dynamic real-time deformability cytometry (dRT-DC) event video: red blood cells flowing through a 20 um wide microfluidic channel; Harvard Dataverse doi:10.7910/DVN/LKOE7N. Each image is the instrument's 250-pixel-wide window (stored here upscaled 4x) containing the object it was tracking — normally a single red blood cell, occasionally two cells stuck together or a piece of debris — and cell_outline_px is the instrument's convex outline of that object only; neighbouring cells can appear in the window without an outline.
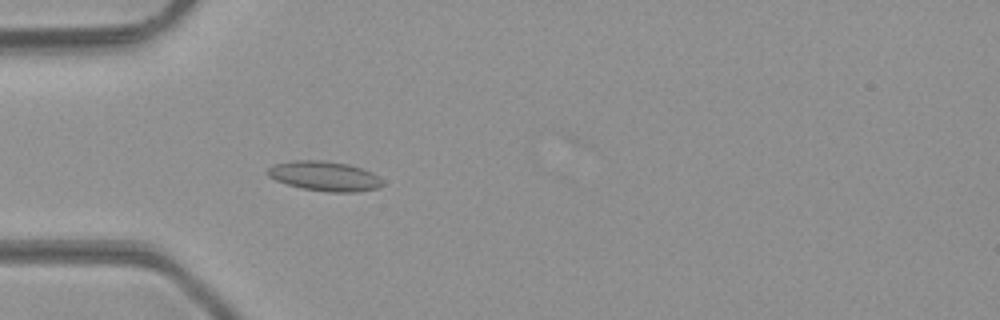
{"species": "common noctule bat (a hibernating species)", "species_latin": "Nyctalus noctula", "temperature_condition": "room temperature", "stored_images_in_passage": 49, "camera_frame_rate_fps": 3000, "um_per_image_px": 0.085, "animal": {"sex": "male", "body_mass_g": 23.1, "forearm_length_mm": 52.7}, "frame": {"image": 1, "passage_image": 15, "time_ms": 4.667, "image_size_px": [1000, 320], "cell_outline_px": [[384, 184], [380, 188], [356, 192], [328, 192], [304, 188], [288, 184], [276, 180], [268, 176], [264, 172], [272, 164], [292, 160], [324, 160], [348, 164], [372, 172], [384, 180]], "centroid_in_image_um": [27.59, 14.96], "position_along_channel_um": 57.4, "area_um2": 20.11}}
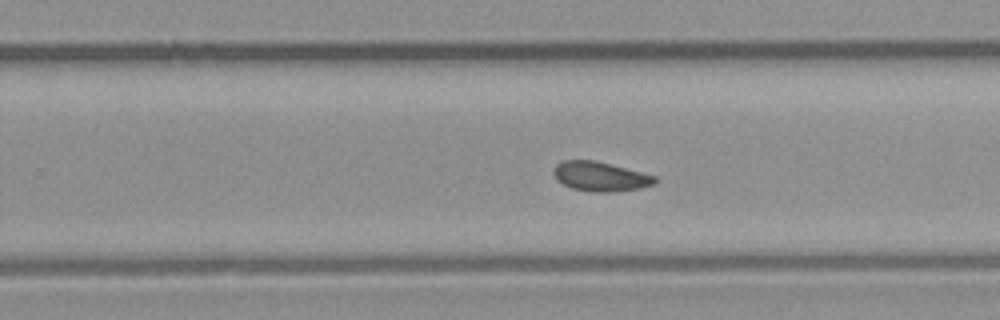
{"frame": {"image": 2, "passage_image": 31, "time_ms": 10.0, "image_size_px": [1000, 320], "cell_outline_px": [[656, 184], [640, 188], [616, 192], [592, 192], [572, 188], [556, 180], [552, 172], [552, 168], [556, 164], [564, 160], [592, 160], [656, 176]], "centroid_in_image_um": [50.99, 15.01], "position_along_channel_um": 278.8, "area_um2": 17.34}}
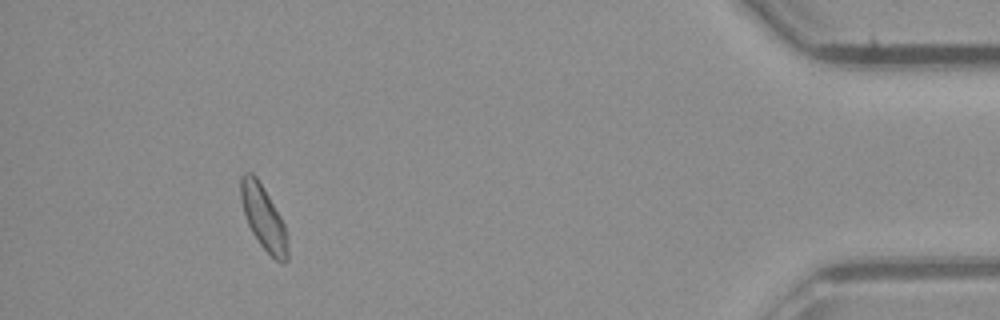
{"frame": {"image": 3, "passage_image": 45, "time_ms": 14.667, "image_size_px": [1000, 320], "cell_outline_px": [[288, 260], [284, 264], [280, 264], [260, 244], [252, 232], [248, 224], [240, 200], [240, 176], [244, 172], [252, 172], [256, 176], [264, 188], [280, 216], [284, 224], [288, 236]], "centroid_in_image_um": [22.4, 18.5], "position_along_channel_um": 412.8, "area_um2": 17.63}, "authors_computed_cell_mechanics": {"area_um2": 17.629, "velocity_mm_per_s": 4.242, "shape_relaxation_time_tau1_ms": null, "shape_relaxation_time_tau2_ms": 6.7549, "deformation_change_tau1": null, "deformation_change_tau2": 0.1191}}